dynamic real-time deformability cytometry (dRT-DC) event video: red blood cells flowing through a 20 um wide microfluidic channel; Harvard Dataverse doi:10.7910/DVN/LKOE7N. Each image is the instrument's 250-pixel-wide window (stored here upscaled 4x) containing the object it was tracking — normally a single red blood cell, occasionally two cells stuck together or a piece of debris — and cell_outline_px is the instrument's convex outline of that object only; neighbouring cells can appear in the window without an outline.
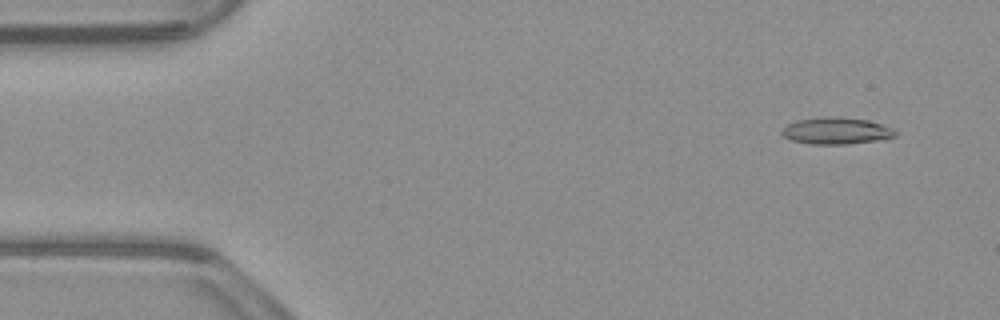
{"species": "common noctule bat (a hibernating species)", "species_latin": "Nyctalus noctula", "temperature_condition": "warm", "stored_images_in_passage": 52, "camera_frame_rate_fps": 3000, "um_per_image_px": 0.085, "animal": {"sex": "male", "body_mass_g": 23.1, "forearm_length_mm": 52.7}, "frame": {"image": 1, "passage_image": 4, "time_ms": 1.0, "image_size_px": [1000, 320], "cell_outline_px": [[900, 132], [896, 136], [888, 140], [844, 144], [812, 144], [792, 140], [784, 136], [780, 132], [788, 124], [796, 120], [824, 116], [832, 116], [868, 120], [892, 128]], "centroid_in_image_um": [71.16, 11.12], "position_along_channel_um": 13.8, "area_um2": 17.92}}
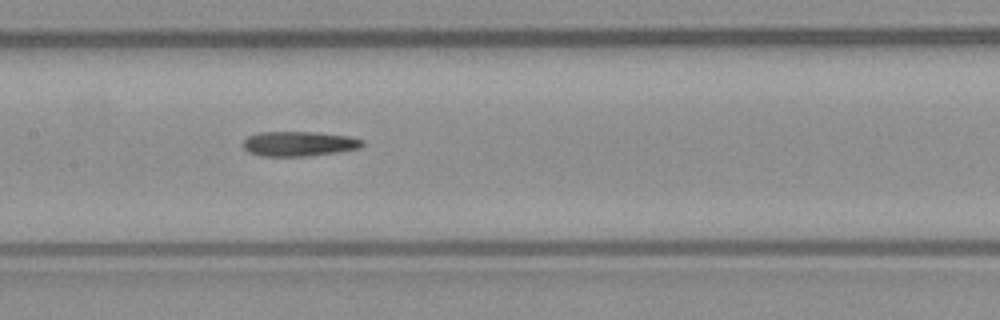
{"frame": {"image": 2, "passage_image": 25, "time_ms": 8.0, "image_size_px": [1000, 320], "cell_outline_px": [[364, 144], [360, 148], [336, 152], [304, 156], [260, 156], [248, 152], [244, 148], [244, 140], [248, 136], [260, 132], [316, 132], [352, 136], [364, 140]], "centroid_in_image_um": [25.43, 12.21], "position_along_channel_um": 182.0, "area_um2": 17.28}}
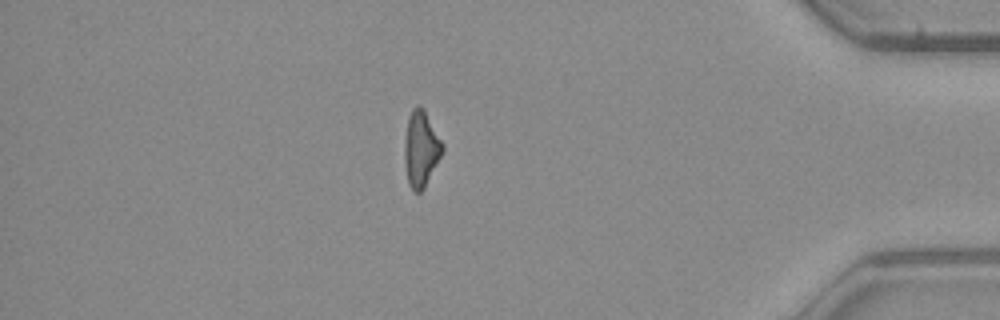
{"frame": {"image": 3, "passage_image": 45, "time_ms": 14.667, "image_size_px": [1000, 320], "cell_outline_px": [[444, 148], [424, 188], [420, 192], [412, 192], [408, 184], [404, 164], [404, 144], [408, 116], [412, 108], [416, 104], [420, 104], [424, 108], [444, 144]], "centroid_in_image_um": [35.76, 12.62], "position_along_channel_um": 399.4, "area_um2": 16.99}, "authors_computed_cell_mechanics": {"area_um2": 17.2822, "velocity_mm_per_s": 3.9236, "shape_relaxation_time_tau1_ms": 8.2893, "shape_relaxation_time_tau2_ms": 2.7964, "deformation_change_tau1": 0.2391, "deformation_change_tau2": 0.1451}}